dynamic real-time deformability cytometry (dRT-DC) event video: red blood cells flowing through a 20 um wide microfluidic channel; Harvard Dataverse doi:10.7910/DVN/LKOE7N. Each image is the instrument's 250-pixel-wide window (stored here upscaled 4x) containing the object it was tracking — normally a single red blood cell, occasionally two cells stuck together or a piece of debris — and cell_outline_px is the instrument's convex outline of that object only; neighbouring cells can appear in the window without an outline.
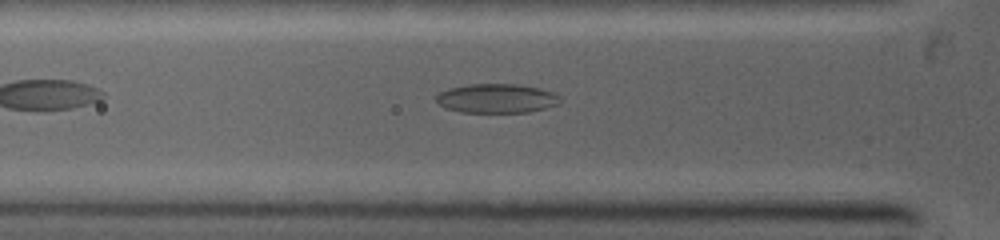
{"species": "common noctule bat (a hibernating species)", "species_latin": "Nyctalus noctula", "temperature_condition": "warm", "stored_images_in_passage": 5, "camera_frame_rate_fps": 5000, "um_per_image_px": 0.085, "animal": {"sex": "female", "body_mass_g": 19.0, "forearm_length_mm": 53.3}, "frame": {"image": 1, "passage_image": 3, "time_ms": 1.0, "image_size_px": [1000, 240], "cell_outline_px": [[560, 104], [528, 112], [460, 112], [444, 108], [436, 100], [436, 96], [440, 92], [448, 88], [468, 84], [516, 84], [540, 88], [552, 92], [560, 96]], "centroid_in_image_um": [42.2, 8.36], "position_along_channel_um": 83.6, "area_um2": 21.1}}
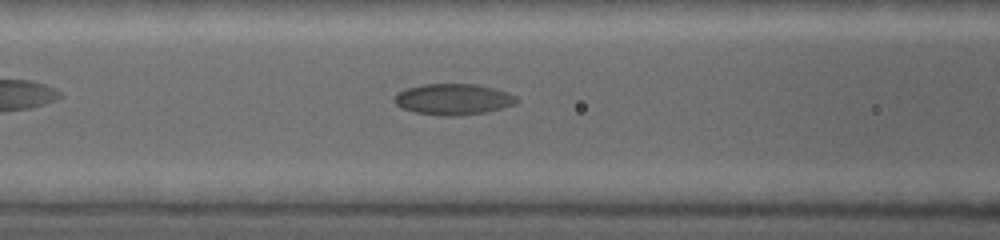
{"frame": {"image": 2, "passage_image": 5, "time_ms": 2.0, "image_size_px": [1000, 240], "cell_outline_px": [[520, 100], [516, 104], [484, 112], [456, 116], [440, 116], [416, 112], [404, 108], [396, 104], [392, 100], [404, 88], [424, 84], [476, 84], [508, 92], [516, 96]], "centroid_in_image_um": [38.54, 8.43], "position_along_channel_um": 128.1, "area_um2": 22.02}}